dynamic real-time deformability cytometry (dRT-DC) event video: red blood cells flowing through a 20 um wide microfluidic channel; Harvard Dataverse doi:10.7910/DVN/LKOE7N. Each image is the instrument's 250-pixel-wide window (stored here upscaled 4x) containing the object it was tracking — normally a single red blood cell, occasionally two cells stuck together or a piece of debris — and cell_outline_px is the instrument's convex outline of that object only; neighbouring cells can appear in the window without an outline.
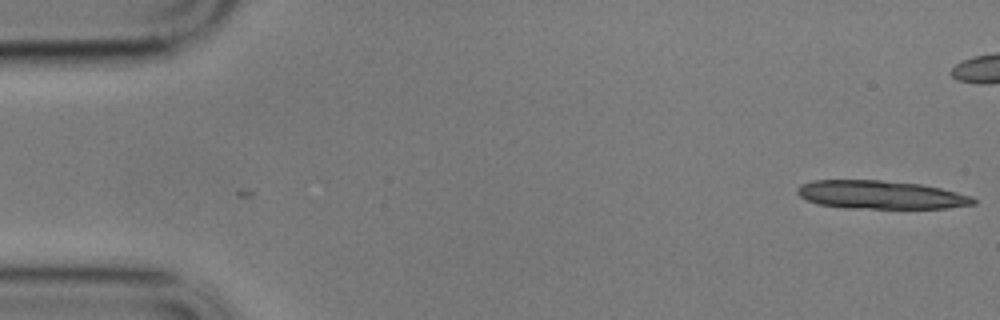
{"species": "common noctule bat (a hibernating species)", "species_latin": "Nyctalus noctula", "temperature_condition": "cold", "stored_images_in_passage": 2, "camera_frame_rate_fps": 3000, "um_per_image_px": 0.085, "animal": {"sex": "male", "body_mass_g": 17.9}, "frame": {"image": 1, "passage_image": 2, "time_ms": 0.333, "image_size_px": [1000, 320], "cell_outline_px": [[976, 204], [948, 208], [844, 208], [816, 204], [804, 200], [796, 192], [796, 188], [800, 184], [812, 180], [880, 180], [920, 184], [940, 188], [972, 196], [976, 200]], "centroid_in_image_um": [74.8, 16.56], "position_along_channel_um": 10.2, "area_um2": 29.3}}